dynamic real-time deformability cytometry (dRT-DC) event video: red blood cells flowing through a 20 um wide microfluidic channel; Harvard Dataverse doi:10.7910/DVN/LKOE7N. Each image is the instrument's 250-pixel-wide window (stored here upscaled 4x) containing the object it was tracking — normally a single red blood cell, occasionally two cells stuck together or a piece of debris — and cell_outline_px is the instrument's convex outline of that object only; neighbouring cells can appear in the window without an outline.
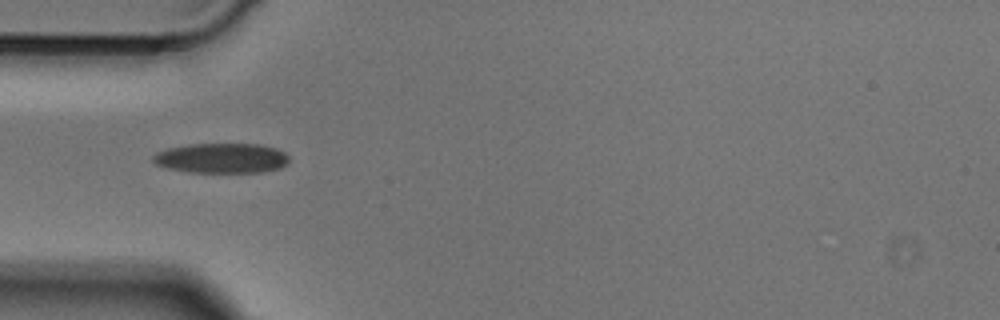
{"species": "Egyptian fruit bat (a non-hibernating species)", "species_latin": "Rousettus aegyptiacus", "temperature_condition": "cold", "stored_images_in_passage": 3, "camera_frame_rate_fps": 3000, "um_per_image_px": 0.085, "animal": {"sex": "male"}, "frame": {"image": 1, "passage_image": 3, "time_ms": 0.667, "image_size_px": [1000, 320], "cell_outline_px": [[288, 164], [280, 168], [264, 172], [188, 172], [168, 168], [156, 164], [152, 160], [152, 156], [156, 152], [168, 148], [192, 144], [260, 144], [276, 148], [284, 152], [288, 156]], "centroid_in_image_um": [18.85, 13.44], "position_along_channel_um": 66.2, "area_um2": 23.81}}